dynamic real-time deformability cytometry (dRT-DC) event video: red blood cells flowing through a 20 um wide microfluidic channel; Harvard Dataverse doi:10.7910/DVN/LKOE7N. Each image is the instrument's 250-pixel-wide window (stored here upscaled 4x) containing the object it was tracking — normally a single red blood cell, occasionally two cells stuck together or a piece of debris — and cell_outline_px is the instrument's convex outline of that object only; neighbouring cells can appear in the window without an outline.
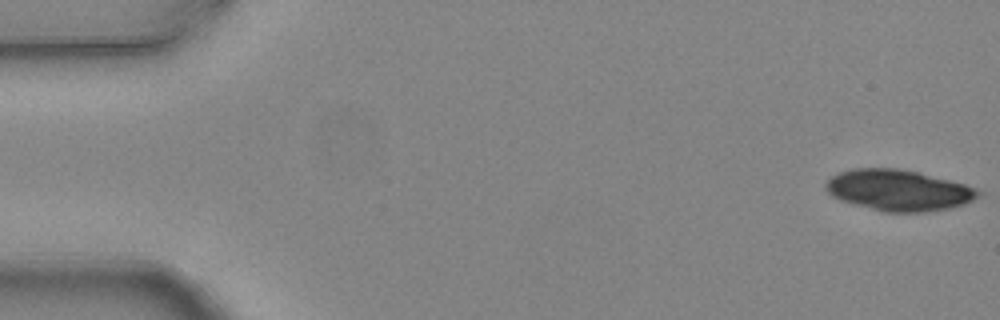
{"species": "common noctule bat (a hibernating species)", "species_latin": "Nyctalus noctula", "temperature_condition": "warm", "stored_images_in_passage": 4, "camera_frame_rate_fps": 3000, "um_per_image_px": 0.085, "animal": {"sex": "female", "body_mass_g": 24.6, "forearm_length_mm": 56.2}, "frame": {"image": 1, "passage_image": 1, "time_ms": 0.0, "image_size_px": [1000, 320], "cell_outline_px": [[984, 192], [980, 196], [964, 204], [948, 208], [924, 212], [884, 212], [840, 200], [832, 196], [824, 188], [824, 184], [832, 176], [840, 172], [852, 168], [896, 168], [916, 172], [964, 184]], "centroid_in_image_um": [76.35, 16.17], "position_along_channel_um": 8.6, "area_um2": 36.18}}